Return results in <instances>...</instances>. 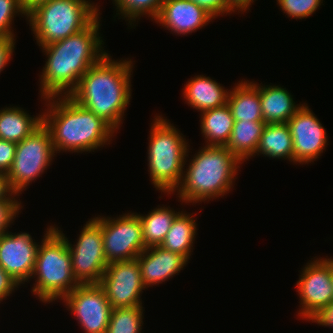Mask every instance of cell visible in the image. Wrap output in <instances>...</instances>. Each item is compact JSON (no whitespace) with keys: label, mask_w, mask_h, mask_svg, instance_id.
Wrapping results in <instances>:
<instances>
[{"label":"cell","mask_w":333,"mask_h":333,"mask_svg":"<svg viewBox=\"0 0 333 333\" xmlns=\"http://www.w3.org/2000/svg\"><path fill=\"white\" fill-rule=\"evenodd\" d=\"M100 22L98 16L84 30L40 46L48 58L39 79L42 99L68 96L88 69L107 53L102 46L103 37L99 36Z\"/></svg>","instance_id":"6da1fadb"},{"label":"cell","mask_w":333,"mask_h":333,"mask_svg":"<svg viewBox=\"0 0 333 333\" xmlns=\"http://www.w3.org/2000/svg\"><path fill=\"white\" fill-rule=\"evenodd\" d=\"M111 58L106 53L91 66L68 96L94 112L116 132L131 99L130 78L134 65L129 58L120 61Z\"/></svg>","instance_id":"7a4b0ae2"},{"label":"cell","mask_w":333,"mask_h":333,"mask_svg":"<svg viewBox=\"0 0 333 333\" xmlns=\"http://www.w3.org/2000/svg\"><path fill=\"white\" fill-rule=\"evenodd\" d=\"M44 100L47 110L45 108L46 112H42L43 124L51 133L56 154L62 151L90 153L112 141L115 131L94 112L69 96Z\"/></svg>","instance_id":"3957f363"},{"label":"cell","mask_w":333,"mask_h":333,"mask_svg":"<svg viewBox=\"0 0 333 333\" xmlns=\"http://www.w3.org/2000/svg\"><path fill=\"white\" fill-rule=\"evenodd\" d=\"M184 169L179 201L205 203L228 194L242 162L225 146L204 145ZM239 165V166H238Z\"/></svg>","instance_id":"277c9868"},{"label":"cell","mask_w":333,"mask_h":333,"mask_svg":"<svg viewBox=\"0 0 333 333\" xmlns=\"http://www.w3.org/2000/svg\"><path fill=\"white\" fill-rule=\"evenodd\" d=\"M154 119L147 150L148 172L154 187L171 195L181 184L190 146L169 120L162 115Z\"/></svg>","instance_id":"5b68a950"},{"label":"cell","mask_w":333,"mask_h":333,"mask_svg":"<svg viewBox=\"0 0 333 333\" xmlns=\"http://www.w3.org/2000/svg\"><path fill=\"white\" fill-rule=\"evenodd\" d=\"M43 237L31 275V279L36 278L31 292L41 302L50 304L55 300H62L79 283L72 272L67 240L54 225L46 229Z\"/></svg>","instance_id":"8992f818"},{"label":"cell","mask_w":333,"mask_h":333,"mask_svg":"<svg viewBox=\"0 0 333 333\" xmlns=\"http://www.w3.org/2000/svg\"><path fill=\"white\" fill-rule=\"evenodd\" d=\"M86 0H43L27 10L39 46L66 39L87 28L100 14Z\"/></svg>","instance_id":"52a82bcc"},{"label":"cell","mask_w":333,"mask_h":333,"mask_svg":"<svg viewBox=\"0 0 333 333\" xmlns=\"http://www.w3.org/2000/svg\"><path fill=\"white\" fill-rule=\"evenodd\" d=\"M55 155L51 133L42 124L16 145L14 161L7 173L11 190L20 195L33 180L42 177Z\"/></svg>","instance_id":"ba28073f"},{"label":"cell","mask_w":333,"mask_h":333,"mask_svg":"<svg viewBox=\"0 0 333 333\" xmlns=\"http://www.w3.org/2000/svg\"><path fill=\"white\" fill-rule=\"evenodd\" d=\"M54 228L67 240L72 272L77 282L79 284H99L108 265L104 253L101 216H95L86 222L74 245L58 229L59 227L54 226Z\"/></svg>","instance_id":"9c48e42d"},{"label":"cell","mask_w":333,"mask_h":333,"mask_svg":"<svg viewBox=\"0 0 333 333\" xmlns=\"http://www.w3.org/2000/svg\"><path fill=\"white\" fill-rule=\"evenodd\" d=\"M101 229L108 264L136 259L146 249L137 213H125L117 218L101 216Z\"/></svg>","instance_id":"30bf717a"},{"label":"cell","mask_w":333,"mask_h":333,"mask_svg":"<svg viewBox=\"0 0 333 333\" xmlns=\"http://www.w3.org/2000/svg\"><path fill=\"white\" fill-rule=\"evenodd\" d=\"M62 300L84 333H106L113 308L99 284H79Z\"/></svg>","instance_id":"8fae6325"},{"label":"cell","mask_w":333,"mask_h":333,"mask_svg":"<svg viewBox=\"0 0 333 333\" xmlns=\"http://www.w3.org/2000/svg\"><path fill=\"white\" fill-rule=\"evenodd\" d=\"M99 285L112 308L142 306L146 287L137 259L109 263Z\"/></svg>","instance_id":"7c38bea8"},{"label":"cell","mask_w":333,"mask_h":333,"mask_svg":"<svg viewBox=\"0 0 333 333\" xmlns=\"http://www.w3.org/2000/svg\"><path fill=\"white\" fill-rule=\"evenodd\" d=\"M296 287L301 305L298 316L309 321L322 308L333 302L330 265L322 257L307 262Z\"/></svg>","instance_id":"4fadbf2b"},{"label":"cell","mask_w":333,"mask_h":333,"mask_svg":"<svg viewBox=\"0 0 333 333\" xmlns=\"http://www.w3.org/2000/svg\"><path fill=\"white\" fill-rule=\"evenodd\" d=\"M293 138V163L314 162L328 145L325 128L305 103L289 120Z\"/></svg>","instance_id":"5bb4252c"},{"label":"cell","mask_w":333,"mask_h":333,"mask_svg":"<svg viewBox=\"0 0 333 333\" xmlns=\"http://www.w3.org/2000/svg\"><path fill=\"white\" fill-rule=\"evenodd\" d=\"M26 232L0 235V266L17 282L28 283L31 278L39 242Z\"/></svg>","instance_id":"9a60e30c"},{"label":"cell","mask_w":333,"mask_h":333,"mask_svg":"<svg viewBox=\"0 0 333 333\" xmlns=\"http://www.w3.org/2000/svg\"><path fill=\"white\" fill-rule=\"evenodd\" d=\"M214 18L190 0H164L154 21L171 33L187 35L208 25Z\"/></svg>","instance_id":"2e32d148"},{"label":"cell","mask_w":333,"mask_h":333,"mask_svg":"<svg viewBox=\"0 0 333 333\" xmlns=\"http://www.w3.org/2000/svg\"><path fill=\"white\" fill-rule=\"evenodd\" d=\"M146 288L162 284L186 267L188 259L160 246L146 248L137 258Z\"/></svg>","instance_id":"e0dca14e"},{"label":"cell","mask_w":333,"mask_h":333,"mask_svg":"<svg viewBox=\"0 0 333 333\" xmlns=\"http://www.w3.org/2000/svg\"><path fill=\"white\" fill-rule=\"evenodd\" d=\"M182 92L185 102L201 113L226 105L230 90L210 77L197 75L187 81Z\"/></svg>","instance_id":"ac0fdd59"},{"label":"cell","mask_w":333,"mask_h":333,"mask_svg":"<svg viewBox=\"0 0 333 333\" xmlns=\"http://www.w3.org/2000/svg\"><path fill=\"white\" fill-rule=\"evenodd\" d=\"M259 97L265 124L287 123L303 106L296 104L293 95L279 85H259Z\"/></svg>","instance_id":"d6986e66"},{"label":"cell","mask_w":333,"mask_h":333,"mask_svg":"<svg viewBox=\"0 0 333 333\" xmlns=\"http://www.w3.org/2000/svg\"><path fill=\"white\" fill-rule=\"evenodd\" d=\"M232 89V90H231ZM230 89L227 105L234 121H263L259 97V84L252 81H238Z\"/></svg>","instance_id":"ffe728a7"},{"label":"cell","mask_w":333,"mask_h":333,"mask_svg":"<svg viewBox=\"0 0 333 333\" xmlns=\"http://www.w3.org/2000/svg\"><path fill=\"white\" fill-rule=\"evenodd\" d=\"M20 107L0 109V139L19 143L43 124V113L29 115Z\"/></svg>","instance_id":"44dd1931"},{"label":"cell","mask_w":333,"mask_h":333,"mask_svg":"<svg viewBox=\"0 0 333 333\" xmlns=\"http://www.w3.org/2000/svg\"><path fill=\"white\" fill-rule=\"evenodd\" d=\"M256 154L293 162V138L288 123L265 124Z\"/></svg>","instance_id":"7402d4cb"},{"label":"cell","mask_w":333,"mask_h":333,"mask_svg":"<svg viewBox=\"0 0 333 333\" xmlns=\"http://www.w3.org/2000/svg\"><path fill=\"white\" fill-rule=\"evenodd\" d=\"M200 127L206 145L226 146L231 137L234 118L226 104L219 108L209 109L200 114Z\"/></svg>","instance_id":"603a6c76"},{"label":"cell","mask_w":333,"mask_h":333,"mask_svg":"<svg viewBox=\"0 0 333 333\" xmlns=\"http://www.w3.org/2000/svg\"><path fill=\"white\" fill-rule=\"evenodd\" d=\"M264 121H234L231 137L225 146L241 162L255 157L262 135Z\"/></svg>","instance_id":"cb8c5ba5"},{"label":"cell","mask_w":333,"mask_h":333,"mask_svg":"<svg viewBox=\"0 0 333 333\" xmlns=\"http://www.w3.org/2000/svg\"><path fill=\"white\" fill-rule=\"evenodd\" d=\"M197 224L193 215L181 211L175 218L169 232L160 244L164 250L181 254L190 260L191 250L197 234Z\"/></svg>","instance_id":"d4e9b609"},{"label":"cell","mask_w":333,"mask_h":333,"mask_svg":"<svg viewBox=\"0 0 333 333\" xmlns=\"http://www.w3.org/2000/svg\"><path fill=\"white\" fill-rule=\"evenodd\" d=\"M180 212L173 210V208L170 209L169 206H158L147 215L138 214L146 248L160 246Z\"/></svg>","instance_id":"484cf974"},{"label":"cell","mask_w":333,"mask_h":333,"mask_svg":"<svg viewBox=\"0 0 333 333\" xmlns=\"http://www.w3.org/2000/svg\"><path fill=\"white\" fill-rule=\"evenodd\" d=\"M143 306L113 308L106 333H141Z\"/></svg>","instance_id":"4316f807"},{"label":"cell","mask_w":333,"mask_h":333,"mask_svg":"<svg viewBox=\"0 0 333 333\" xmlns=\"http://www.w3.org/2000/svg\"><path fill=\"white\" fill-rule=\"evenodd\" d=\"M116 6L118 13L116 15L123 16L127 19L130 26H134L136 20L144 15H148L150 19L154 20L161 9L164 0H112Z\"/></svg>","instance_id":"83f0119b"},{"label":"cell","mask_w":333,"mask_h":333,"mask_svg":"<svg viewBox=\"0 0 333 333\" xmlns=\"http://www.w3.org/2000/svg\"><path fill=\"white\" fill-rule=\"evenodd\" d=\"M16 14L27 17L21 0H0V37H16L11 27Z\"/></svg>","instance_id":"f1b7e54d"},{"label":"cell","mask_w":333,"mask_h":333,"mask_svg":"<svg viewBox=\"0 0 333 333\" xmlns=\"http://www.w3.org/2000/svg\"><path fill=\"white\" fill-rule=\"evenodd\" d=\"M283 13L295 19L310 17L322 4L323 0H276Z\"/></svg>","instance_id":"f546056e"},{"label":"cell","mask_w":333,"mask_h":333,"mask_svg":"<svg viewBox=\"0 0 333 333\" xmlns=\"http://www.w3.org/2000/svg\"><path fill=\"white\" fill-rule=\"evenodd\" d=\"M22 207L18 200H0V235L8 232Z\"/></svg>","instance_id":"4dcf8cb0"},{"label":"cell","mask_w":333,"mask_h":333,"mask_svg":"<svg viewBox=\"0 0 333 333\" xmlns=\"http://www.w3.org/2000/svg\"><path fill=\"white\" fill-rule=\"evenodd\" d=\"M16 145L15 142L0 139V172L6 175L12 167Z\"/></svg>","instance_id":"1f68e13d"},{"label":"cell","mask_w":333,"mask_h":333,"mask_svg":"<svg viewBox=\"0 0 333 333\" xmlns=\"http://www.w3.org/2000/svg\"><path fill=\"white\" fill-rule=\"evenodd\" d=\"M201 6L213 18L228 14L227 0H190Z\"/></svg>","instance_id":"d6a6232c"},{"label":"cell","mask_w":333,"mask_h":333,"mask_svg":"<svg viewBox=\"0 0 333 333\" xmlns=\"http://www.w3.org/2000/svg\"><path fill=\"white\" fill-rule=\"evenodd\" d=\"M15 37H0V73L12 59L15 48Z\"/></svg>","instance_id":"836d02e7"},{"label":"cell","mask_w":333,"mask_h":333,"mask_svg":"<svg viewBox=\"0 0 333 333\" xmlns=\"http://www.w3.org/2000/svg\"><path fill=\"white\" fill-rule=\"evenodd\" d=\"M18 286L17 282L0 266V303L19 288Z\"/></svg>","instance_id":"e575fe53"},{"label":"cell","mask_w":333,"mask_h":333,"mask_svg":"<svg viewBox=\"0 0 333 333\" xmlns=\"http://www.w3.org/2000/svg\"><path fill=\"white\" fill-rule=\"evenodd\" d=\"M309 321H312V323H317L318 325L333 328V302L325 308H322Z\"/></svg>","instance_id":"d590c367"},{"label":"cell","mask_w":333,"mask_h":333,"mask_svg":"<svg viewBox=\"0 0 333 333\" xmlns=\"http://www.w3.org/2000/svg\"><path fill=\"white\" fill-rule=\"evenodd\" d=\"M16 196L19 195L11 190L7 175L0 172V200H17Z\"/></svg>","instance_id":"8d00e7d4"},{"label":"cell","mask_w":333,"mask_h":333,"mask_svg":"<svg viewBox=\"0 0 333 333\" xmlns=\"http://www.w3.org/2000/svg\"><path fill=\"white\" fill-rule=\"evenodd\" d=\"M256 0H227L228 13L234 12H246L249 9V6H252V3ZM238 10V11H237Z\"/></svg>","instance_id":"74e56055"},{"label":"cell","mask_w":333,"mask_h":333,"mask_svg":"<svg viewBox=\"0 0 333 333\" xmlns=\"http://www.w3.org/2000/svg\"><path fill=\"white\" fill-rule=\"evenodd\" d=\"M43 1V0H21V3L23 5V7L28 10L30 9L33 5H35L36 3Z\"/></svg>","instance_id":"f35d334b"},{"label":"cell","mask_w":333,"mask_h":333,"mask_svg":"<svg viewBox=\"0 0 333 333\" xmlns=\"http://www.w3.org/2000/svg\"><path fill=\"white\" fill-rule=\"evenodd\" d=\"M329 265H330V270H331V278H332V284H333V258H325L324 259Z\"/></svg>","instance_id":"ab89813d"},{"label":"cell","mask_w":333,"mask_h":333,"mask_svg":"<svg viewBox=\"0 0 333 333\" xmlns=\"http://www.w3.org/2000/svg\"><path fill=\"white\" fill-rule=\"evenodd\" d=\"M86 1H88L98 12L100 11L97 4L95 5V3L90 0H86Z\"/></svg>","instance_id":"60d3db41"}]
</instances>
